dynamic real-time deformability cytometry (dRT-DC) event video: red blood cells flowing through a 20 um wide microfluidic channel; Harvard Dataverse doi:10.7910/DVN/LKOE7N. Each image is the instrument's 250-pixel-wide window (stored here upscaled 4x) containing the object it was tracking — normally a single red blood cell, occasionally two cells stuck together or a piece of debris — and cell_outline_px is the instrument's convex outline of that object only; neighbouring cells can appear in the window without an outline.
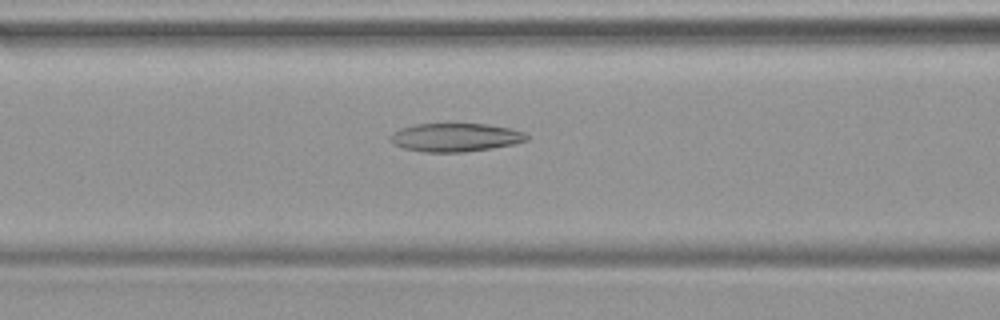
{"species": "common noctule bat (a hibernating species)", "species_latin": "Nyctalus noctula", "temperature_condition": "warm", "stored_images_in_passage": 40, "camera_frame_rate_fps": 3000, "um_per_image_px": 0.085, "animal": {"sex": "female", "body_mass_g": 19.9}, "frame": {"image": 1, "passage_image": 17, "time_ms": 5.333, "image_size_px": [1000, 320], "cell_outline_px": [[528, 140], [516, 144], [492, 148], [464, 152], [424, 152], [404, 148], [388, 140], [388, 136], [392, 132], [400, 128], [416, 124], [488, 124], [512, 128], [524, 132], [528, 136]], "centroid_in_image_um": [38.72, 11.67], "position_along_channel_um": 127.9, "area_um2": 22.77}}
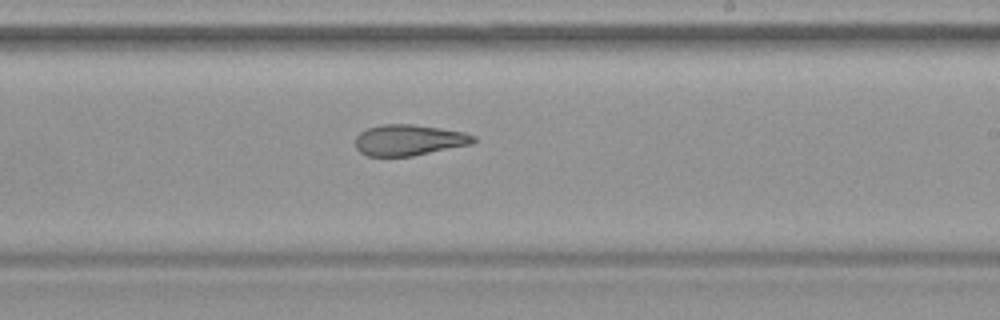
{"frame": {"image": 2, "passage_image": 26, "time_ms": 8.333, "image_size_px": [1000, 320], "cell_outline_px": [[476, 140], [472, 144], [412, 156], [368, 156], [360, 152], [356, 148], [356, 136], [360, 132], [368, 128], [380, 124], [412, 124], [440, 128], [464, 132], [476, 136]], "centroid_in_image_um": [34.76, 11.9], "position_along_channel_um": 254.2, "area_um2": 21.33}}
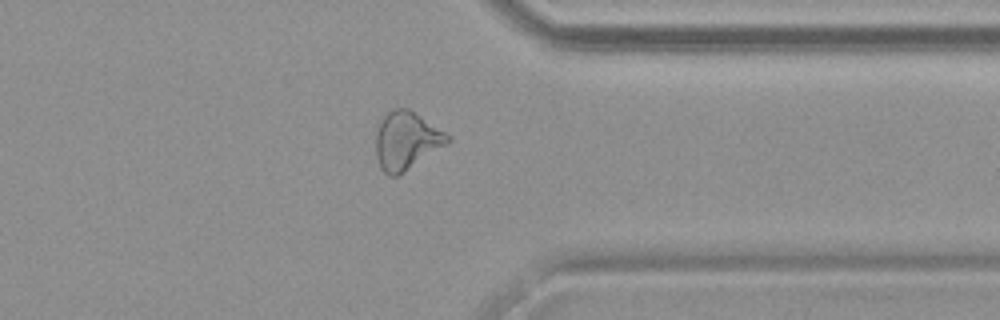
{"frame": {"image": 3, "passage_image": 35, "time_ms": 11.333, "image_size_px": [1000, 320], "cell_outline_px": [[452, 140], [448, 144], [404, 172], [396, 176], [388, 176], [380, 168], [376, 156], [376, 128], [384, 116], [392, 108], [408, 108], [444, 132]], "centroid_in_image_um": [34.52, 11.97], "position_along_channel_um": 376.9, "area_um2": 24.1}}